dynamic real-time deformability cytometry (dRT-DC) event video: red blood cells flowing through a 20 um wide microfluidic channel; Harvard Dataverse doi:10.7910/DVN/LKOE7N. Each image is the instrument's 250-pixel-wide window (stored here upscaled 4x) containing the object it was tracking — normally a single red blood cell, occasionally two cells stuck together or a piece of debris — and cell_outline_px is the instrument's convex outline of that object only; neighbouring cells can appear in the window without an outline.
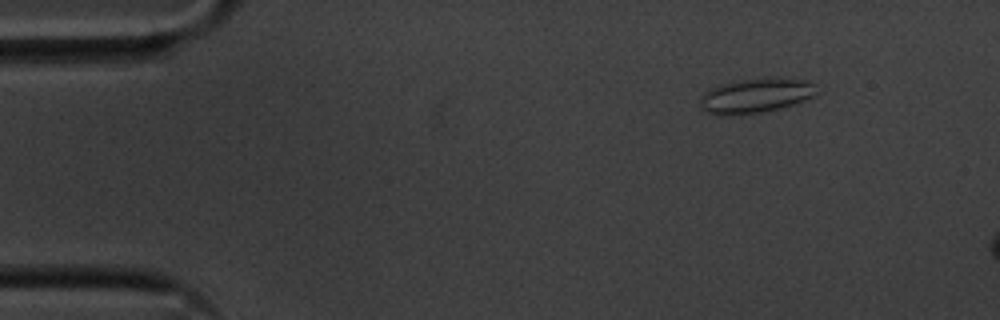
{"species": "common noctule bat (a hibernating species)", "species_latin": "Nyctalus noctula", "temperature_condition": "cold", "stored_images_in_passage": 14, "camera_frame_rate_fps": 3000, "um_per_image_px": 0.085, "animal": {"sex": "male", "body_mass_g": 20.1, "forearm_length_mm": 53.5}, "frame": {"image": 1, "passage_image": 7, "time_ms": 2.0, "image_size_px": [1000, 320], "cell_outline_px": [[820, 92], [816, 96], [780, 108], [760, 112], [728, 116], [720, 116], [704, 112], [700, 108], [700, 96], [708, 88], [720, 84], [744, 80], [808, 80]], "centroid_in_image_um": [64.15, 8.18], "position_along_channel_um": 20.8, "area_um2": 23.12}}